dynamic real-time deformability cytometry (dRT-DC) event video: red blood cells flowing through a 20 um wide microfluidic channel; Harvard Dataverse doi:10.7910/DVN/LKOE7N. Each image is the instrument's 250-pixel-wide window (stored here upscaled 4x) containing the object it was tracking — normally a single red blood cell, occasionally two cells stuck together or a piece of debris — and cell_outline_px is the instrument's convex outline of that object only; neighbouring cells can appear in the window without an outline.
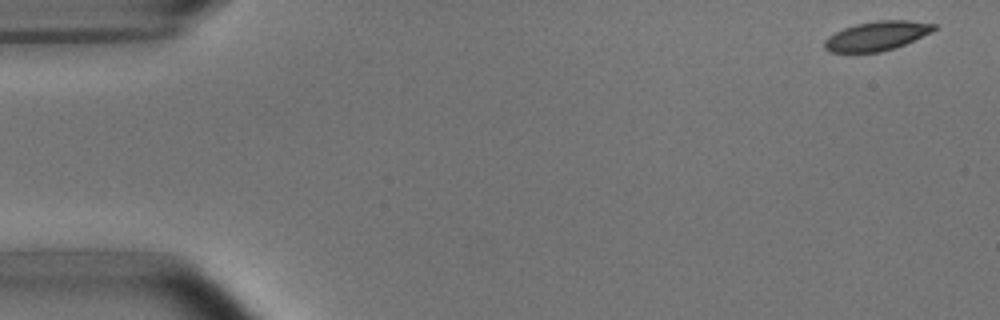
{"species": "common noctule bat (a hibernating species)", "species_latin": "Nyctalus noctula", "temperature_condition": "room temperature", "stored_images_in_passage": 4, "camera_frame_rate_fps": 3000, "um_per_image_px": 0.085, "animal": {"sex": "male", "body_mass_g": 15.6}, "frame": {"image": 1, "passage_image": 1, "time_ms": 0.0, "image_size_px": [1000, 320], "cell_outline_px": [[936, 28], [932, 32], [904, 44], [880, 52], [828, 52], [824, 48], [824, 40], [828, 36], [844, 28], [856, 24], [876, 20], [908, 20], [936, 24]], "centroid_in_image_um": [74.51, 3.04], "position_along_channel_um": 10.5, "area_um2": 18.55}}